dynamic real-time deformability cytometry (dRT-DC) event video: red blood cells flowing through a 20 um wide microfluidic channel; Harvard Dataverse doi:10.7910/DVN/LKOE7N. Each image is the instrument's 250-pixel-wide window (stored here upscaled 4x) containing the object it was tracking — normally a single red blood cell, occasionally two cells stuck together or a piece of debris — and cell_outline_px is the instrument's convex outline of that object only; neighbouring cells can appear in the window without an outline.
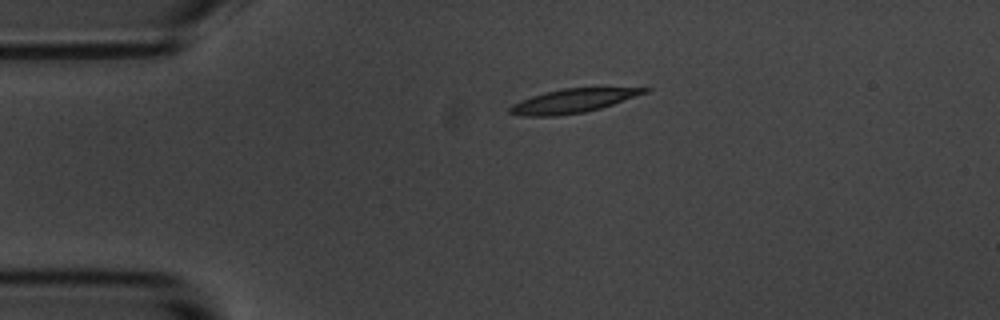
{"species": "common noctule bat (a hibernating species)", "species_latin": "Nyctalus noctula", "temperature_condition": "room temperature", "stored_images_in_passage": 2, "camera_frame_rate_fps": 3000, "um_per_image_px": 0.085, "animal": {"sex": "male", "body_mass_g": 20.1, "forearm_length_mm": 53.5}, "frame": {"image": 1, "passage_image": 1, "time_ms": 0.0, "image_size_px": [1000, 320], "cell_outline_px": [[652, 88], [648, 92], [600, 108], [584, 112], [556, 116], [520, 116], [508, 112], [508, 108], [512, 104], [520, 100], [544, 92], [564, 88]], "centroid_in_image_um": [48.62, 8.58], "position_along_channel_um": 36.4, "area_um2": 18.55}}